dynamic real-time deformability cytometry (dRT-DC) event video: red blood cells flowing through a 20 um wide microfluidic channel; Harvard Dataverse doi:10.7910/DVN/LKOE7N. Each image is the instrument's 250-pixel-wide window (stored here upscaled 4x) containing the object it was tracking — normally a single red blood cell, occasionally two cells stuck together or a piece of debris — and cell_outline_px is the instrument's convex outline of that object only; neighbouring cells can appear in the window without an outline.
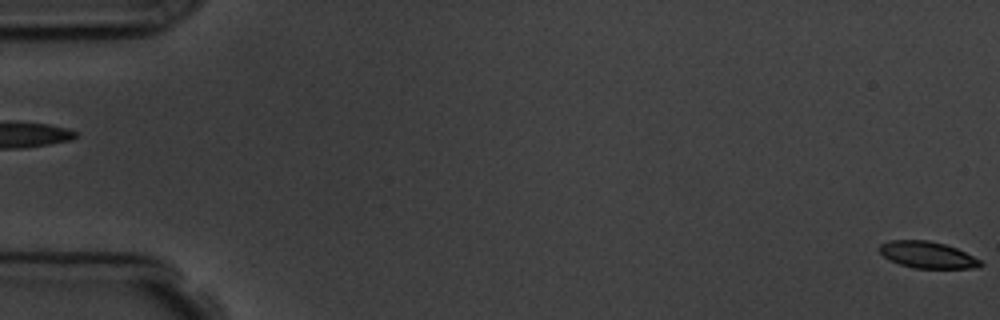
{"species": "common noctule bat (a hibernating species)", "species_latin": "Nyctalus noctula", "temperature_condition": "room temperature", "stored_images_in_passage": 2, "segment_of_instrument_passage": [2, 2], "camera_frame_rate_fps": 3000, "um_per_image_px": 0.085, "animal": {"sex": "male", "body_mass_g": 19.5, "forearm_length_mm": 54.6}, "frame": {"image": 1, "passage_image": 2, "time_ms": 1.0, "image_size_px": [1000, 320], "cell_outline_px": [[984, 264], [968, 268], [916, 268], [900, 264], [888, 260], [876, 248], [880, 244], [888, 240], [928, 240], [944, 244], [956, 248], [980, 260]], "centroid_in_image_um": [78.75, 21.65], "position_along_channel_um": 6.3, "area_um2": 15.55}}